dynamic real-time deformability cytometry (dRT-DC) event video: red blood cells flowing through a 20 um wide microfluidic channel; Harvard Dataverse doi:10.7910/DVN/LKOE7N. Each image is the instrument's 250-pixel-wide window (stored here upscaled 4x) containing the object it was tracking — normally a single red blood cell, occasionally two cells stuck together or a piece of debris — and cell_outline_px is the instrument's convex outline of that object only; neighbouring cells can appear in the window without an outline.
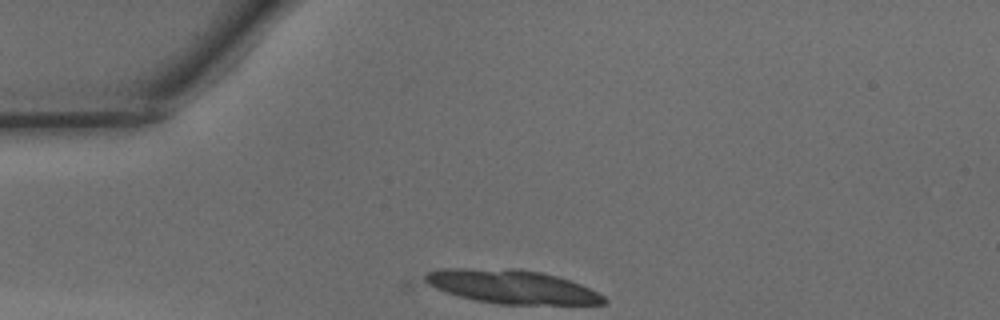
{"species": "common noctule bat (a hibernating species)", "species_latin": "Nyctalus noctula", "temperature_condition": "warm", "stored_images_in_passage": 10, "camera_frame_rate_fps": 3000, "um_per_image_px": 0.085, "animal": {"sex": "male", "body_mass_g": 15.6}, "frame": {"image": 1, "passage_image": 1, "time_ms": 0.0, "image_size_px": [1000, 320], "cell_outline_px": [[608, 300], [604, 304], [500, 304], [476, 300], [460, 296], [436, 288], [428, 284], [424, 280], [424, 276], [428, 272], [440, 268], [516, 268], [540, 272], [556, 276], [580, 284], [604, 296]], "centroid_in_image_um": [43.49, 24.36], "position_along_channel_um": 41.5, "area_um2": 34.85}}